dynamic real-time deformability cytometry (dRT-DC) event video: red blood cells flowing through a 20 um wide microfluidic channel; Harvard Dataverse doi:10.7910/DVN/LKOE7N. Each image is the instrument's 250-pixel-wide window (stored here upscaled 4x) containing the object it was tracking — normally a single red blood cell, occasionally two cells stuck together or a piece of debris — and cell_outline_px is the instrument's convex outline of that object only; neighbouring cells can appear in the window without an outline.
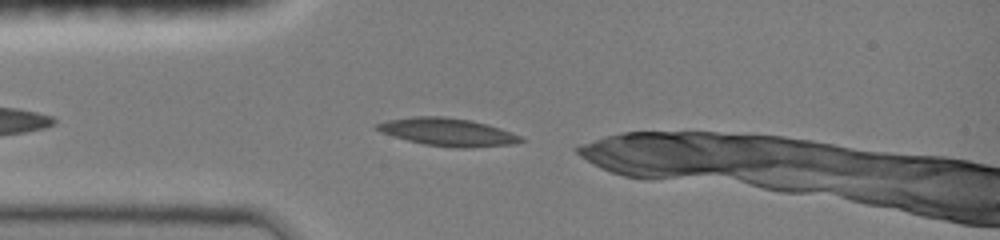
{"species": "common noctule bat (a hibernating species)", "species_latin": "Nyctalus noctula", "temperature_condition": "room temperature", "stored_images_in_passage": 9, "camera_frame_rate_fps": 3000, "um_per_image_px": 0.085, "animal": {"sex": "female", "body_mass_g": 19.0, "forearm_length_mm": 51.5}, "frame": {"image": 1, "passage_image": 1, "time_ms": 0.0, "image_size_px": [1000, 240], "cell_outline_px": [[528, 140], [516, 144], [468, 148], [456, 148], [424, 144], [392, 136], [380, 132], [376, 128], [376, 124], [388, 120], [412, 116], [444, 116], [472, 120], [500, 128], [512, 132]], "centroid_in_image_um": [38.1, 11.22], "position_along_channel_um": 46.9, "area_um2": 23.47}}
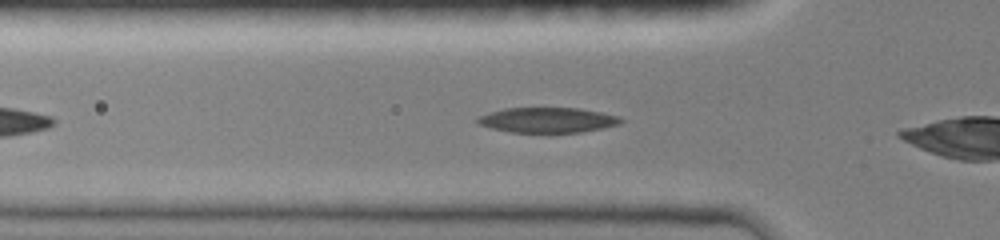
{"frame": {"image": 2, "passage_image": 4, "time_ms": 1.0, "image_size_px": [1000, 240], "cell_outline_px": [[624, 120], [620, 124], [580, 132], [512, 132], [492, 128], [476, 124], [476, 116], [488, 112], [504, 108], [580, 108], [620, 116]], "centroid_in_image_um": [46.5, 10.19], "position_along_channel_um": 79.3, "area_um2": 21.04}}
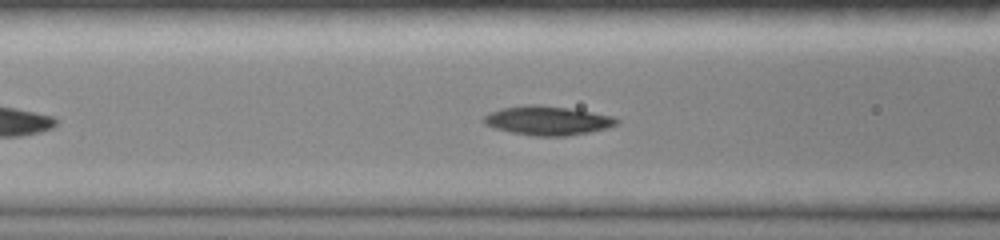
{"frame": {"image": 3, "passage_image": 7, "time_ms": 2.0, "image_size_px": [1000, 240], "cell_outline_px": [[620, 124], [608, 128], [568, 136], [532, 136], [512, 132], [496, 128], [484, 124], [480, 120], [488, 112], [504, 108], [528, 104], [536, 104], [568, 108], [592, 112], [612, 116], [620, 120]], "centroid_in_image_um": [46.55, 10.25], "position_along_channel_um": 120.1, "area_um2": 22.6}}